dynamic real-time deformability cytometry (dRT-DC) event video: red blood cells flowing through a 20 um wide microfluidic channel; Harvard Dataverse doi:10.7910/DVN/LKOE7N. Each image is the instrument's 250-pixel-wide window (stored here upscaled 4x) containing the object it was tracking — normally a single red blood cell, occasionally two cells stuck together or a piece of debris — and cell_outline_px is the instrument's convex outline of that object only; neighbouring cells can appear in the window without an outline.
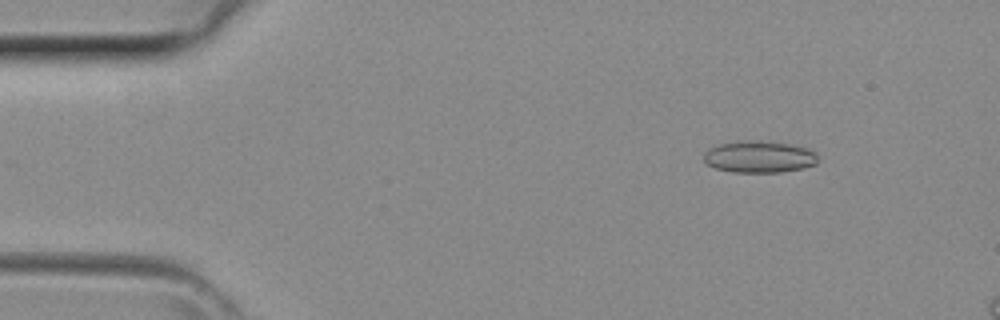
{"species": "common noctule bat (a hibernating species)", "species_latin": "Nyctalus noctula", "temperature_condition": "room temperature", "stored_images_in_passage": 10, "camera_frame_rate_fps": 3000, "um_per_image_px": 0.085, "animal": {"sex": "female", "body_mass_g": 29.2, "forearm_length_mm": 56.3}, "frame": {"image": 1, "passage_image": 4, "time_ms": 1.0, "image_size_px": [1000, 320], "cell_outline_px": [[816, 164], [804, 168], [780, 172], [732, 172], [716, 168], [708, 164], [704, 160], [704, 152], [708, 148], [720, 144], [736, 140], [760, 140], [792, 144], [808, 148], [816, 152]], "centroid_in_image_um": [64.53, 13.31], "position_along_channel_um": 20.5, "area_um2": 21.39}}